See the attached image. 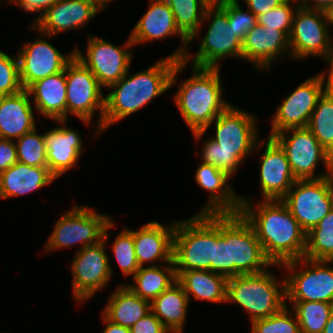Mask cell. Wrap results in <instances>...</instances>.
Returning a JSON list of instances; mask_svg holds the SVG:
<instances>
[{"label":"cell","instance_id":"cell-1","mask_svg":"<svg viewBox=\"0 0 333 333\" xmlns=\"http://www.w3.org/2000/svg\"><path fill=\"white\" fill-rule=\"evenodd\" d=\"M240 196V214L252 226L265 256L272 264L304 257L306 232L282 200H261Z\"/></svg>","mask_w":333,"mask_h":333},{"label":"cell","instance_id":"cell-2","mask_svg":"<svg viewBox=\"0 0 333 333\" xmlns=\"http://www.w3.org/2000/svg\"><path fill=\"white\" fill-rule=\"evenodd\" d=\"M185 67V61L166 56L134 74L129 69L122 79L107 88L111 91L104 97L103 132L171 89Z\"/></svg>","mask_w":333,"mask_h":333},{"label":"cell","instance_id":"cell-3","mask_svg":"<svg viewBox=\"0 0 333 333\" xmlns=\"http://www.w3.org/2000/svg\"><path fill=\"white\" fill-rule=\"evenodd\" d=\"M192 75L173 95L182 119L192 133L204 131L231 103L223 98L221 68L192 66Z\"/></svg>","mask_w":333,"mask_h":333},{"label":"cell","instance_id":"cell-4","mask_svg":"<svg viewBox=\"0 0 333 333\" xmlns=\"http://www.w3.org/2000/svg\"><path fill=\"white\" fill-rule=\"evenodd\" d=\"M216 244V214H195L176 221L173 238V262L176 276L189 270L213 272Z\"/></svg>","mask_w":333,"mask_h":333},{"label":"cell","instance_id":"cell-5","mask_svg":"<svg viewBox=\"0 0 333 333\" xmlns=\"http://www.w3.org/2000/svg\"><path fill=\"white\" fill-rule=\"evenodd\" d=\"M267 269L257 274L228 278L227 302L248 313L250 322L276 314L286 306V280Z\"/></svg>","mask_w":333,"mask_h":333},{"label":"cell","instance_id":"cell-6","mask_svg":"<svg viewBox=\"0 0 333 333\" xmlns=\"http://www.w3.org/2000/svg\"><path fill=\"white\" fill-rule=\"evenodd\" d=\"M206 23L209 25L196 54L187 51L183 61L200 68H220V62L224 58L242 60L243 41L236 35L233 26H230L227 11L221 5L206 8L201 27Z\"/></svg>","mask_w":333,"mask_h":333},{"label":"cell","instance_id":"cell-7","mask_svg":"<svg viewBox=\"0 0 333 333\" xmlns=\"http://www.w3.org/2000/svg\"><path fill=\"white\" fill-rule=\"evenodd\" d=\"M327 11L299 6L289 34L290 59L318 57L333 70V35ZM332 36V37H331Z\"/></svg>","mask_w":333,"mask_h":333},{"label":"cell","instance_id":"cell-8","mask_svg":"<svg viewBox=\"0 0 333 333\" xmlns=\"http://www.w3.org/2000/svg\"><path fill=\"white\" fill-rule=\"evenodd\" d=\"M74 205V206H73ZM61 214L56 220L52 233L49 235L43 250L47 253L62 248L94 245L103 240L105 227L113 220L112 216L98 213L89 205H75Z\"/></svg>","mask_w":333,"mask_h":333},{"label":"cell","instance_id":"cell-9","mask_svg":"<svg viewBox=\"0 0 333 333\" xmlns=\"http://www.w3.org/2000/svg\"><path fill=\"white\" fill-rule=\"evenodd\" d=\"M257 122V117L254 114L235 107L231 103L204 131L192 134L199 144L205 133L214 124L215 135L210 138L218 143L223 150L234 151V154L244 162L246 157L264 147V139L261 141L258 136Z\"/></svg>","mask_w":333,"mask_h":333},{"label":"cell","instance_id":"cell-10","mask_svg":"<svg viewBox=\"0 0 333 333\" xmlns=\"http://www.w3.org/2000/svg\"><path fill=\"white\" fill-rule=\"evenodd\" d=\"M114 225L115 222L112 220L105 227L102 241L85 246L74 253L75 257L70 264V270L72 297L78 301L77 303H85L88 299L93 298L99 290L105 289L114 274L106 252V243L111 237L108 231Z\"/></svg>","mask_w":333,"mask_h":333},{"label":"cell","instance_id":"cell-11","mask_svg":"<svg viewBox=\"0 0 333 333\" xmlns=\"http://www.w3.org/2000/svg\"><path fill=\"white\" fill-rule=\"evenodd\" d=\"M272 138L284 150L296 180L320 179L333 175V156L307 127L280 131ZM320 162L324 165L325 172L320 171L316 175Z\"/></svg>","mask_w":333,"mask_h":333},{"label":"cell","instance_id":"cell-12","mask_svg":"<svg viewBox=\"0 0 333 333\" xmlns=\"http://www.w3.org/2000/svg\"><path fill=\"white\" fill-rule=\"evenodd\" d=\"M332 266L333 261L310 260L304 257L279 265V268L288 272L284 274L286 301L333 303Z\"/></svg>","mask_w":333,"mask_h":333},{"label":"cell","instance_id":"cell-13","mask_svg":"<svg viewBox=\"0 0 333 333\" xmlns=\"http://www.w3.org/2000/svg\"><path fill=\"white\" fill-rule=\"evenodd\" d=\"M67 86V119L70 115L91 126L98 111L95 136L103 133L104 97L102 87L93 73L76 57L65 67Z\"/></svg>","mask_w":333,"mask_h":333},{"label":"cell","instance_id":"cell-14","mask_svg":"<svg viewBox=\"0 0 333 333\" xmlns=\"http://www.w3.org/2000/svg\"><path fill=\"white\" fill-rule=\"evenodd\" d=\"M225 243H228L229 278L279 267L265 256L255 231L240 213H225Z\"/></svg>","mask_w":333,"mask_h":333},{"label":"cell","instance_id":"cell-15","mask_svg":"<svg viewBox=\"0 0 333 333\" xmlns=\"http://www.w3.org/2000/svg\"><path fill=\"white\" fill-rule=\"evenodd\" d=\"M332 84L333 70L328 68V72L313 75L298 85L278 105L268 137L287 129L307 127L318 99Z\"/></svg>","mask_w":333,"mask_h":333},{"label":"cell","instance_id":"cell-16","mask_svg":"<svg viewBox=\"0 0 333 333\" xmlns=\"http://www.w3.org/2000/svg\"><path fill=\"white\" fill-rule=\"evenodd\" d=\"M86 42V54L76 46L75 57L93 73L103 89H107L125 76L134 56L131 51L134 44L130 36L122 46H116L105 38L91 34Z\"/></svg>","mask_w":333,"mask_h":333},{"label":"cell","instance_id":"cell-17","mask_svg":"<svg viewBox=\"0 0 333 333\" xmlns=\"http://www.w3.org/2000/svg\"><path fill=\"white\" fill-rule=\"evenodd\" d=\"M282 201L307 233L333 208V175L296 180Z\"/></svg>","mask_w":333,"mask_h":333},{"label":"cell","instance_id":"cell-18","mask_svg":"<svg viewBox=\"0 0 333 333\" xmlns=\"http://www.w3.org/2000/svg\"><path fill=\"white\" fill-rule=\"evenodd\" d=\"M31 30L40 35L35 41H26L16 53L19 63V76L23 89L34 82L65 70L66 65L75 57V49L67 55L61 53L53 44L45 40L47 35L33 25Z\"/></svg>","mask_w":333,"mask_h":333},{"label":"cell","instance_id":"cell-19","mask_svg":"<svg viewBox=\"0 0 333 333\" xmlns=\"http://www.w3.org/2000/svg\"><path fill=\"white\" fill-rule=\"evenodd\" d=\"M149 4L147 11L141 16L129 35L134 46L170 36H179L182 45L168 57L177 61L184 60L189 50L187 47H190L189 39L178 29L170 6L164 0H149Z\"/></svg>","mask_w":333,"mask_h":333},{"label":"cell","instance_id":"cell-20","mask_svg":"<svg viewBox=\"0 0 333 333\" xmlns=\"http://www.w3.org/2000/svg\"><path fill=\"white\" fill-rule=\"evenodd\" d=\"M260 155L259 184L262 200H282L296 181L284 150L272 138L264 139Z\"/></svg>","mask_w":333,"mask_h":333},{"label":"cell","instance_id":"cell-21","mask_svg":"<svg viewBox=\"0 0 333 333\" xmlns=\"http://www.w3.org/2000/svg\"><path fill=\"white\" fill-rule=\"evenodd\" d=\"M283 54L290 57L289 36L279 29H265L256 24L242 42V60L250 62L259 72H270L272 63L284 58Z\"/></svg>","mask_w":333,"mask_h":333},{"label":"cell","instance_id":"cell-22","mask_svg":"<svg viewBox=\"0 0 333 333\" xmlns=\"http://www.w3.org/2000/svg\"><path fill=\"white\" fill-rule=\"evenodd\" d=\"M66 121L54 120L56 128L44 132L48 169L57 179L77 165L84 150L81 135Z\"/></svg>","mask_w":333,"mask_h":333},{"label":"cell","instance_id":"cell-23","mask_svg":"<svg viewBox=\"0 0 333 333\" xmlns=\"http://www.w3.org/2000/svg\"><path fill=\"white\" fill-rule=\"evenodd\" d=\"M98 13L100 10L86 0H58L33 26L50 39L71 30H82Z\"/></svg>","mask_w":333,"mask_h":333},{"label":"cell","instance_id":"cell-24","mask_svg":"<svg viewBox=\"0 0 333 333\" xmlns=\"http://www.w3.org/2000/svg\"><path fill=\"white\" fill-rule=\"evenodd\" d=\"M199 165L194 174L195 182L210 195L198 214L239 213L241 195L230 186L232 177L213 165L203 162Z\"/></svg>","mask_w":333,"mask_h":333},{"label":"cell","instance_id":"cell-25","mask_svg":"<svg viewBox=\"0 0 333 333\" xmlns=\"http://www.w3.org/2000/svg\"><path fill=\"white\" fill-rule=\"evenodd\" d=\"M176 222L162 225L158 221L145 223L133 230V241L138 265L157 266L173 262V238ZM163 262V263H162Z\"/></svg>","mask_w":333,"mask_h":333},{"label":"cell","instance_id":"cell-26","mask_svg":"<svg viewBox=\"0 0 333 333\" xmlns=\"http://www.w3.org/2000/svg\"><path fill=\"white\" fill-rule=\"evenodd\" d=\"M31 100L26 89L0 97V138L16 140L37 127Z\"/></svg>","mask_w":333,"mask_h":333},{"label":"cell","instance_id":"cell-27","mask_svg":"<svg viewBox=\"0 0 333 333\" xmlns=\"http://www.w3.org/2000/svg\"><path fill=\"white\" fill-rule=\"evenodd\" d=\"M27 91L36 112L48 120H67L65 70L34 82Z\"/></svg>","mask_w":333,"mask_h":333},{"label":"cell","instance_id":"cell-28","mask_svg":"<svg viewBox=\"0 0 333 333\" xmlns=\"http://www.w3.org/2000/svg\"><path fill=\"white\" fill-rule=\"evenodd\" d=\"M56 179L48 167L17 162L0 173V198L6 200L24 196L50 185Z\"/></svg>","mask_w":333,"mask_h":333},{"label":"cell","instance_id":"cell-29","mask_svg":"<svg viewBox=\"0 0 333 333\" xmlns=\"http://www.w3.org/2000/svg\"><path fill=\"white\" fill-rule=\"evenodd\" d=\"M117 286L101 313L111 322L130 329L151 312V302L142 299L125 284Z\"/></svg>","mask_w":333,"mask_h":333},{"label":"cell","instance_id":"cell-30","mask_svg":"<svg viewBox=\"0 0 333 333\" xmlns=\"http://www.w3.org/2000/svg\"><path fill=\"white\" fill-rule=\"evenodd\" d=\"M190 301L176 281L151 301V312L171 333H183Z\"/></svg>","mask_w":333,"mask_h":333},{"label":"cell","instance_id":"cell-31","mask_svg":"<svg viewBox=\"0 0 333 333\" xmlns=\"http://www.w3.org/2000/svg\"><path fill=\"white\" fill-rule=\"evenodd\" d=\"M177 281L183 286L186 295L194 301L227 303V281L224 275L209 270H189L182 272Z\"/></svg>","mask_w":333,"mask_h":333},{"label":"cell","instance_id":"cell-32","mask_svg":"<svg viewBox=\"0 0 333 333\" xmlns=\"http://www.w3.org/2000/svg\"><path fill=\"white\" fill-rule=\"evenodd\" d=\"M133 283L125 284L135 294L149 302L177 281L174 262L160 266H142L132 276Z\"/></svg>","mask_w":333,"mask_h":333},{"label":"cell","instance_id":"cell-33","mask_svg":"<svg viewBox=\"0 0 333 333\" xmlns=\"http://www.w3.org/2000/svg\"><path fill=\"white\" fill-rule=\"evenodd\" d=\"M307 128L333 156V84L318 99Z\"/></svg>","mask_w":333,"mask_h":333},{"label":"cell","instance_id":"cell-34","mask_svg":"<svg viewBox=\"0 0 333 333\" xmlns=\"http://www.w3.org/2000/svg\"><path fill=\"white\" fill-rule=\"evenodd\" d=\"M171 8L178 29L189 39V44L200 35L206 8L204 0H164Z\"/></svg>","mask_w":333,"mask_h":333},{"label":"cell","instance_id":"cell-35","mask_svg":"<svg viewBox=\"0 0 333 333\" xmlns=\"http://www.w3.org/2000/svg\"><path fill=\"white\" fill-rule=\"evenodd\" d=\"M300 326L301 333H323L325 325L333 311V303L315 301H286Z\"/></svg>","mask_w":333,"mask_h":333},{"label":"cell","instance_id":"cell-36","mask_svg":"<svg viewBox=\"0 0 333 333\" xmlns=\"http://www.w3.org/2000/svg\"><path fill=\"white\" fill-rule=\"evenodd\" d=\"M304 258L333 261V208L316 227L306 233Z\"/></svg>","mask_w":333,"mask_h":333},{"label":"cell","instance_id":"cell-37","mask_svg":"<svg viewBox=\"0 0 333 333\" xmlns=\"http://www.w3.org/2000/svg\"><path fill=\"white\" fill-rule=\"evenodd\" d=\"M17 160L28 166L48 167L47 148L44 132L38 133L37 127L14 140Z\"/></svg>","mask_w":333,"mask_h":333},{"label":"cell","instance_id":"cell-38","mask_svg":"<svg viewBox=\"0 0 333 333\" xmlns=\"http://www.w3.org/2000/svg\"><path fill=\"white\" fill-rule=\"evenodd\" d=\"M111 249L123 276L132 277L140 268L134 248L133 229L124 227L116 235L115 240L111 244Z\"/></svg>","mask_w":333,"mask_h":333},{"label":"cell","instance_id":"cell-39","mask_svg":"<svg viewBox=\"0 0 333 333\" xmlns=\"http://www.w3.org/2000/svg\"><path fill=\"white\" fill-rule=\"evenodd\" d=\"M251 333H301L300 326L289 305L276 314L251 322Z\"/></svg>","mask_w":333,"mask_h":333},{"label":"cell","instance_id":"cell-40","mask_svg":"<svg viewBox=\"0 0 333 333\" xmlns=\"http://www.w3.org/2000/svg\"><path fill=\"white\" fill-rule=\"evenodd\" d=\"M202 144L201 162L213 165L233 177L243 162L234 154V151H225L210 137ZM242 164V165H241Z\"/></svg>","mask_w":333,"mask_h":333},{"label":"cell","instance_id":"cell-41","mask_svg":"<svg viewBox=\"0 0 333 333\" xmlns=\"http://www.w3.org/2000/svg\"><path fill=\"white\" fill-rule=\"evenodd\" d=\"M299 6L298 0H286L267 13L257 16V24L263 26L265 29H279L289 36L293 18Z\"/></svg>","mask_w":333,"mask_h":333},{"label":"cell","instance_id":"cell-42","mask_svg":"<svg viewBox=\"0 0 333 333\" xmlns=\"http://www.w3.org/2000/svg\"><path fill=\"white\" fill-rule=\"evenodd\" d=\"M22 89L17 54L11 57L0 50V97L18 93Z\"/></svg>","mask_w":333,"mask_h":333},{"label":"cell","instance_id":"cell-43","mask_svg":"<svg viewBox=\"0 0 333 333\" xmlns=\"http://www.w3.org/2000/svg\"><path fill=\"white\" fill-rule=\"evenodd\" d=\"M213 272L229 278L228 243H225V213L216 214V244L213 253Z\"/></svg>","mask_w":333,"mask_h":333},{"label":"cell","instance_id":"cell-44","mask_svg":"<svg viewBox=\"0 0 333 333\" xmlns=\"http://www.w3.org/2000/svg\"><path fill=\"white\" fill-rule=\"evenodd\" d=\"M240 2L234 1L221 6L227 11L228 22L243 41L245 35L257 24V16L249 9L243 10Z\"/></svg>","mask_w":333,"mask_h":333},{"label":"cell","instance_id":"cell-45","mask_svg":"<svg viewBox=\"0 0 333 333\" xmlns=\"http://www.w3.org/2000/svg\"><path fill=\"white\" fill-rule=\"evenodd\" d=\"M130 330L131 333H171L152 312L139 319Z\"/></svg>","mask_w":333,"mask_h":333},{"label":"cell","instance_id":"cell-46","mask_svg":"<svg viewBox=\"0 0 333 333\" xmlns=\"http://www.w3.org/2000/svg\"><path fill=\"white\" fill-rule=\"evenodd\" d=\"M14 140L0 138V173L17 163Z\"/></svg>","mask_w":333,"mask_h":333},{"label":"cell","instance_id":"cell-47","mask_svg":"<svg viewBox=\"0 0 333 333\" xmlns=\"http://www.w3.org/2000/svg\"><path fill=\"white\" fill-rule=\"evenodd\" d=\"M57 1L58 0H16L15 5L20 7V10L30 14L39 12V15L32 19L31 25H33L44 14V12Z\"/></svg>","mask_w":333,"mask_h":333},{"label":"cell","instance_id":"cell-48","mask_svg":"<svg viewBox=\"0 0 333 333\" xmlns=\"http://www.w3.org/2000/svg\"><path fill=\"white\" fill-rule=\"evenodd\" d=\"M286 0H243L250 11L256 16L267 13L274 7L279 6Z\"/></svg>","mask_w":333,"mask_h":333},{"label":"cell","instance_id":"cell-49","mask_svg":"<svg viewBox=\"0 0 333 333\" xmlns=\"http://www.w3.org/2000/svg\"><path fill=\"white\" fill-rule=\"evenodd\" d=\"M298 1L300 6L304 8L320 9L324 11H328L333 6V0H298Z\"/></svg>","mask_w":333,"mask_h":333},{"label":"cell","instance_id":"cell-50","mask_svg":"<svg viewBox=\"0 0 333 333\" xmlns=\"http://www.w3.org/2000/svg\"><path fill=\"white\" fill-rule=\"evenodd\" d=\"M101 316V318H103V324L105 323V327L102 329V333H131L129 328L111 322L102 313Z\"/></svg>","mask_w":333,"mask_h":333},{"label":"cell","instance_id":"cell-51","mask_svg":"<svg viewBox=\"0 0 333 333\" xmlns=\"http://www.w3.org/2000/svg\"><path fill=\"white\" fill-rule=\"evenodd\" d=\"M87 2L92 3L100 12H102L104 9H106L109 6V3H112L111 1L115 0H86Z\"/></svg>","mask_w":333,"mask_h":333},{"label":"cell","instance_id":"cell-52","mask_svg":"<svg viewBox=\"0 0 333 333\" xmlns=\"http://www.w3.org/2000/svg\"><path fill=\"white\" fill-rule=\"evenodd\" d=\"M209 6H220L222 4L238 1V0H204Z\"/></svg>","mask_w":333,"mask_h":333},{"label":"cell","instance_id":"cell-53","mask_svg":"<svg viewBox=\"0 0 333 333\" xmlns=\"http://www.w3.org/2000/svg\"><path fill=\"white\" fill-rule=\"evenodd\" d=\"M323 333H333V311L325 325Z\"/></svg>","mask_w":333,"mask_h":333},{"label":"cell","instance_id":"cell-54","mask_svg":"<svg viewBox=\"0 0 333 333\" xmlns=\"http://www.w3.org/2000/svg\"><path fill=\"white\" fill-rule=\"evenodd\" d=\"M330 20V26H333V6L327 11Z\"/></svg>","mask_w":333,"mask_h":333},{"label":"cell","instance_id":"cell-55","mask_svg":"<svg viewBox=\"0 0 333 333\" xmlns=\"http://www.w3.org/2000/svg\"><path fill=\"white\" fill-rule=\"evenodd\" d=\"M3 1H5V0H3ZM15 1L16 0H6V2L9 3V4H15Z\"/></svg>","mask_w":333,"mask_h":333}]
</instances>
